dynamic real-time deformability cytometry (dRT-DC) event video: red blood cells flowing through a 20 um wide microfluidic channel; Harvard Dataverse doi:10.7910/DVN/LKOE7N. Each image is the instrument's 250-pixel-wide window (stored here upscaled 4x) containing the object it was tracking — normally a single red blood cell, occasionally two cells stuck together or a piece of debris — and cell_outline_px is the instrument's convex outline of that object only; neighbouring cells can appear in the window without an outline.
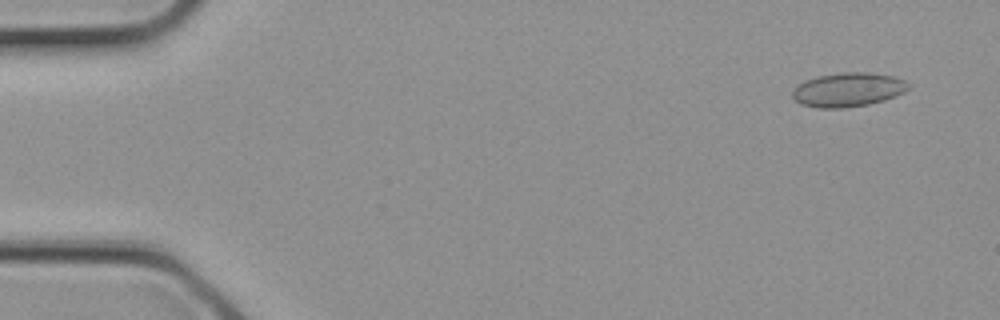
{"species": "common noctule bat (a hibernating species)", "species_latin": "Nyctalus noctula", "temperature_condition": "cold", "stored_images_in_passage": 3, "camera_frame_rate_fps": 3000, "um_per_image_px": 0.085, "animal": {"sex": "female", "body_mass_g": 21.9}, "frame": {"image": 1, "passage_image": 1, "time_ms": 0.0, "image_size_px": [1000, 320], "cell_outline_px": [[908, 88], [904, 92], [884, 100], [868, 104], [844, 108], [820, 108], [800, 104], [792, 96], [792, 92], [800, 84], [808, 80], [820, 76], [844, 72], [868, 72], [892, 76], [904, 80], [908, 84]], "centroid_in_image_um": [72.09, 7.63], "position_along_channel_um": 12.9, "area_um2": 22.6}}
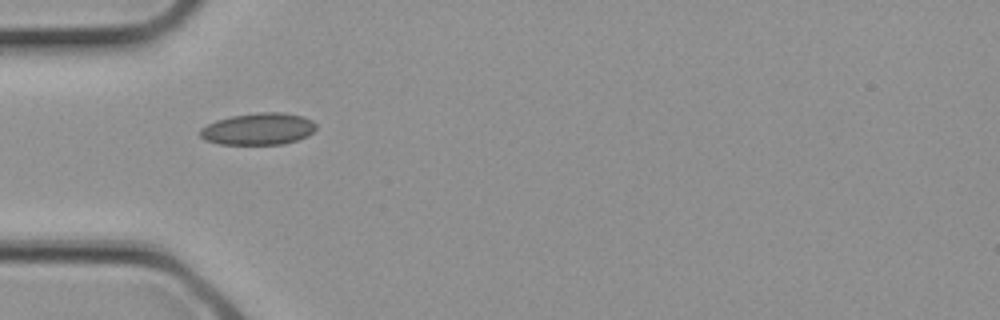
{"frame": {"image": 2, "passage_image": 3, "time_ms": 0.667, "image_size_px": [1000, 320], "cell_outline_px": [[316, 128], [308, 136], [284, 144], [220, 144], [204, 140], [200, 136], [200, 128], [216, 120], [232, 116], [256, 112], [284, 112], [304, 116], [312, 120], [316, 124]], "centroid_in_image_um": [21.97, 10.95], "position_along_channel_um": 63.0, "area_um2": 21.68}}